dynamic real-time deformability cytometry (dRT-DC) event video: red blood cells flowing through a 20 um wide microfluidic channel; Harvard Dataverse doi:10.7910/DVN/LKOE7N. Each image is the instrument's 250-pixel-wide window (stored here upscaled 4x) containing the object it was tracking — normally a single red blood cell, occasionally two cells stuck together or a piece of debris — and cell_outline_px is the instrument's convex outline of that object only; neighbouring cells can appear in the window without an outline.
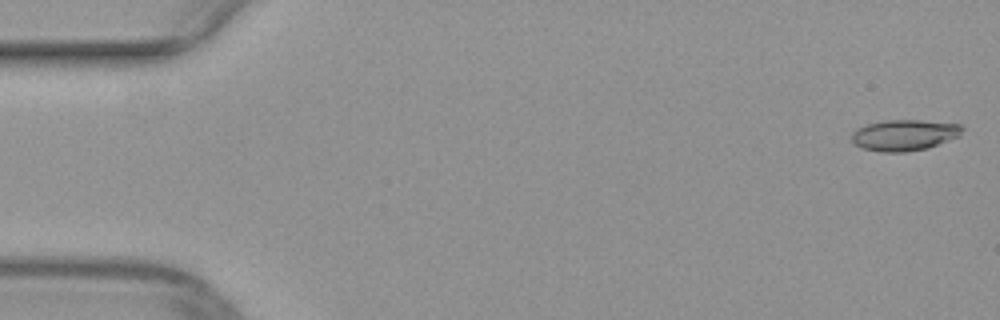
{"species": "common noctule bat (a hibernating species)", "species_latin": "Nyctalus noctula", "temperature_condition": "warm", "stored_images_in_passage": 12, "camera_frame_rate_fps": 3000, "um_per_image_px": 0.085, "animal": {"sex": "female", "body_mass_g": 29.2, "forearm_length_mm": 56.3}, "frame": {"image": 1, "passage_image": 1, "time_ms": 0.0, "image_size_px": [1000, 320], "cell_outline_px": [[964, 128], [960, 136], [928, 148], [904, 152], [880, 152], [864, 148], [856, 144], [852, 140], [852, 132], [856, 128], [868, 124], [884, 120], [920, 120], [960, 124]], "centroid_in_image_um": [76.89, 11.48], "position_along_channel_um": 8.1, "area_um2": 20.0}}